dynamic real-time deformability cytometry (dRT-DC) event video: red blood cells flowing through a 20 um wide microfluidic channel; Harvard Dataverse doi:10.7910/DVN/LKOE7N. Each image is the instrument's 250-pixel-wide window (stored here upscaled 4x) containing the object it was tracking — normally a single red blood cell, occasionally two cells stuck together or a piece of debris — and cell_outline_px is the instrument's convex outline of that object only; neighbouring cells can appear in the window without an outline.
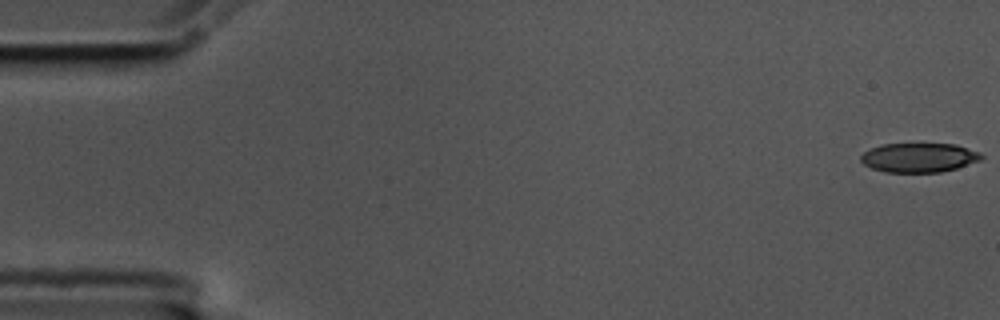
{"species": "common noctule bat (a hibernating species)", "species_latin": "Nyctalus noctula", "temperature_condition": "cold", "stored_images_in_passage": 18, "camera_frame_rate_fps": 3000, "um_per_image_px": 0.085, "animal": {"sex": "male", "body_mass_g": 17.5, "forearm_length_mm": 52.3}, "frame": {"image": 1, "passage_image": 1, "time_ms": 0.0, "image_size_px": [1000, 320], "cell_outline_px": [[984, 156], [980, 160], [956, 168], [940, 172], [884, 172], [872, 168], [864, 164], [860, 160], [860, 156], [864, 152], [880, 144], [956, 144], [980, 152]], "centroid_in_image_um": [78.11, 13.39], "position_along_channel_um": 6.9, "area_um2": 20.52}}
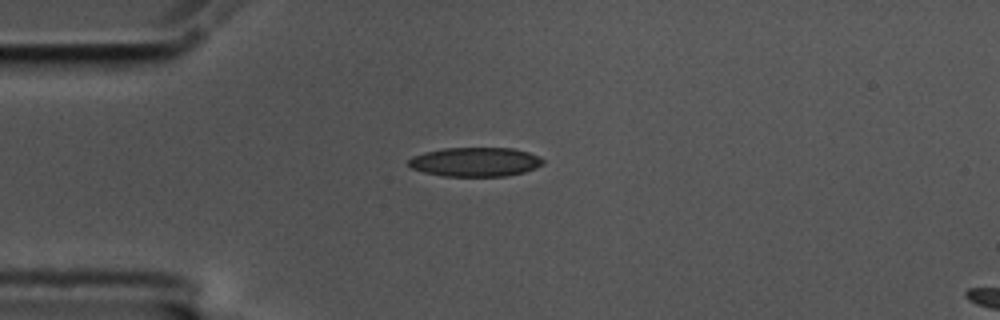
{"frame": {"image": 2, "passage_image": 15, "time_ms": 4.667, "image_size_px": [1000, 320], "cell_outline_px": [[544, 164], [536, 168], [524, 172], [508, 176], [444, 176], [424, 172], [412, 168], [408, 164], [408, 160], [412, 156], [424, 152], [444, 148], [512, 148], [528, 152], [540, 156], [544, 160]], "centroid_in_image_um": [40.42, 13.76], "position_along_channel_um": 44.6, "area_um2": 22.95}}